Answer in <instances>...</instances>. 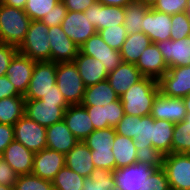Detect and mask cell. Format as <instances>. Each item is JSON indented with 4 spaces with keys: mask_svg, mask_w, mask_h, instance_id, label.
<instances>
[{
    "mask_svg": "<svg viewBox=\"0 0 190 190\" xmlns=\"http://www.w3.org/2000/svg\"><path fill=\"white\" fill-rule=\"evenodd\" d=\"M18 52V47L0 43V77L6 75L11 59Z\"/></svg>",
    "mask_w": 190,
    "mask_h": 190,
    "instance_id": "49",
    "label": "cell"
},
{
    "mask_svg": "<svg viewBox=\"0 0 190 190\" xmlns=\"http://www.w3.org/2000/svg\"><path fill=\"white\" fill-rule=\"evenodd\" d=\"M61 28L78 48H80L92 35L97 33L96 28L84 15V12L67 11Z\"/></svg>",
    "mask_w": 190,
    "mask_h": 190,
    "instance_id": "12",
    "label": "cell"
},
{
    "mask_svg": "<svg viewBox=\"0 0 190 190\" xmlns=\"http://www.w3.org/2000/svg\"><path fill=\"white\" fill-rule=\"evenodd\" d=\"M65 165L83 177H90L95 169L92 161L91 150L83 141H79L65 155Z\"/></svg>",
    "mask_w": 190,
    "mask_h": 190,
    "instance_id": "27",
    "label": "cell"
},
{
    "mask_svg": "<svg viewBox=\"0 0 190 190\" xmlns=\"http://www.w3.org/2000/svg\"><path fill=\"white\" fill-rule=\"evenodd\" d=\"M88 112L94 130L115 127L125 115L121 100L104 106H84Z\"/></svg>",
    "mask_w": 190,
    "mask_h": 190,
    "instance_id": "20",
    "label": "cell"
},
{
    "mask_svg": "<svg viewBox=\"0 0 190 190\" xmlns=\"http://www.w3.org/2000/svg\"><path fill=\"white\" fill-rule=\"evenodd\" d=\"M67 11L85 12L91 5L98 0H61Z\"/></svg>",
    "mask_w": 190,
    "mask_h": 190,
    "instance_id": "52",
    "label": "cell"
},
{
    "mask_svg": "<svg viewBox=\"0 0 190 190\" xmlns=\"http://www.w3.org/2000/svg\"><path fill=\"white\" fill-rule=\"evenodd\" d=\"M51 61L73 62L79 52L78 46L64 33L61 25L49 28Z\"/></svg>",
    "mask_w": 190,
    "mask_h": 190,
    "instance_id": "17",
    "label": "cell"
},
{
    "mask_svg": "<svg viewBox=\"0 0 190 190\" xmlns=\"http://www.w3.org/2000/svg\"><path fill=\"white\" fill-rule=\"evenodd\" d=\"M158 85L160 92L167 97H186L190 93V65L168 68Z\"/></svg>",
    "mask_w": 190,
    "mask_h": 190,
    "instance_id": "9",
    "label": "cell"
},
{
    "mask_svg": "<svg viewBox=\"0 0 190 190\" xmlns=\"http://www.w3.org/2000/svg\"><path fill=\"white\" fill-rule=\"evenodd\" d=\"M159 92L158 80L143 77L130 86L119 99L126 115L142 117L151 115L154 99Z\"/></svg>",
    "mask_w": 190,
    "mask_h": 190,
    "instance_id": "1",
    "label": "cell"
},
{
    "mask_svg": "<svg viewBox=\"0 0 190 190\" xmlns=\"http://www.w3.org/2000/svg\"><path fill=\"white\" fill-rule=\"evenodd\" d=\"M103 41L111 48L120 51L126 40L127 31L123 25L104 28L98 31Z\"/></svg>",
    "mask_w": 190,
    "mask_h": 190,
    "instance_id": "41",
    "label": "cell"
},
{
    "mask_svg": "<svg viewBox=\"0 0 190 190\" xmlns=\"http://www.w3.org/2000/svg\"><path fill=\"white\" fill-rule=\"evenodd\" d=\"M151 44L150 38L143 32L128 34L120 50L122 62L136 64L141 54Z\"/></svg>",
    "mask_w": 190,
    "mask_h": 190,
    "instance_id": "29",
    "label": "cell"
},
{
    "mask_svg": "<svg viewBox=\"0 0 190 190\" xmlns=\"http://www.w3.org/2000/svg\"><path fill=\"white\" fill-rule=\"evenodd\" d=\"M25 111L24 96H14L0 99V123L14 125Z\"/></svg>",
    "mask_w": 190,
    "mask_h": 190,
    "instance_id": "32",
    "label": "cell"
},
{
    "mask_svg": "<svg viewBox=\"0 0 190 190\" xmlns=\"http://www.w3.org/2000/svg\"><path fill=\"white\" fill-rule=\"evenodd\" d=\"M67 9L62 1H60L50 13L45 15L41 20L49 28L53 26L61 25L64 18L66 17Z\"/></svg>",
    "mask_w": 190,
    "mask_h": 190,
    "instance_id": "48",
    "label": "cell"
},
{
    "mask_svg": "<svg viewBox=\"0 0 190 190\" xmlns=\"http://www.w3.org/2000/svg\"><path fill=\"white\" fill-rule=\"evenodd\" d=\"M70 105L68 103H51L42 100H25V111L29 119L34 120L44 127H49L54 123L63 120L65 110Z\"/></svg>",
    "mask_w": 190,
    "mask_h": 190,
    "instance_id": "8",
    "label": "cell"
},
{
    "mask_svg": "<svg viewBox=\"0 0 190 190\" xmlns=\"http://www.w3.org/2000/svg\"><path fill=\"white\" fill-rule=\"evenodd\" d=\"M85 177L69 169L66 165L56 174L54 190H82Z\"/></svg>",
    "mask_w": 190,
    "mask_h": 190,
    "instance_id": "36",
    "label": "cell"
},
{
    "mask_svg": "<svg viewBox=\"0 0 190 190\" xmlns=\"http://www.w3.org/2000/svg\"><path fill=\"white\" fill-rule=\"evenodd\" d=\"M169 68L190 65V36L155 43Z\"/></svg>",
    "mask_w": 190,
    "mask_h": 190,
    "instance_id": "18",
    "label": "cell"
},
{
    "mask_svg": "<svg viewBox=\"0 0 190 190\" xmlns=\"http://www.w3.org/2000/svg\"><path fill=\"white\" fill-rule=\"evenodd\" d=\"M56 84L69 105L81 104L86 86L74 62H58Z\"/></svg>",
    "mask_w": 190,
    "mask_h": 190,
    "instance_id": "4",
    "label": "cell"
},
{
    "mask_svg": "<svg viewBox=\"0 0 190 190\" xmlns=\"http://www.w3.org/2000/svg\"><path fill=\"white\" fill-rule=\"evenodd\" d=\"M139 116L133 115H124L123 118L118 122L114 127L116 134L121 136H126L131 139L137 137V128H138V119Z\"/></svg>",
    "mask_w": 190,
    "mask_h": 190,
    "instance_id": "46",
    "label": "cell"
},
{
    "mask_svg": "<svg viewBox=\"0 0 190 190\" xmlns=\"http://www.w3.org/2000/svg\"><path fill=\"white\" fill-rule=\"evenodd\" d=\"M187 2L188 0H158L152 8L165 14L174 15L185 12Z\"/></svg>",
    "mask_w": 190,
    "mask_h": 190,
    "instance_id": "47",
    "label": "cell"
},
{
    "mask_svg": "<svg viewBox=\"0 0 190 190\" xmlns=\"http://www.w3.org/2000/svg\"><path fill=\"white\" fill-rule=\"evenodd\" d=\"M116 136L114 127L97 129L90 133L83 142L89 149H112V143Z\"/></svg>",
    "mask_w": 190,
    "mask_h": 190,
    "instance_id": "37",
    "label": "cell"
},
{
    "mask_svg": "<svg viewBox=\"0 0 190 190\" xmlns=\"http://www.w3.org/2000/svg\"><path fill=\"white\" fill-rule=\"evenodd\" d=\"M156 168L136 162L113 172L116 190H143L144 183Z\"/></svg>",
    "mask_w": 190,
    "mask_h": 190,
    "instance_id": "11",
    "label": "cell"
},
{
    "mask_svg": "<svg viewBox=\"0 0 190 190\" xmlns=\"http://www.w3.org/2000/svg\"><path fill=\"white\" fill-rule=\"evenodd\" d=\"M86 87L104 81L108 77L105 66L97 59L78 52L73 60Z\"/></svg>",
    "mask_w": 190,
    "mask_h": 190,
    "instance_id": "24",
    "label": "cell"
},
{
    "mask_svg": "<svg viewBox=\"0 0 190 190\" xmlns=\"http://www.w3.org/2000/svg\"><path fill=\"white\" fill-rule=\"evenodd\" d=\"M185 13L187 14L188 18L190 19V0H188L185 8Z\"/></svg>",
    "mask_w": 190,
    "mask_h": 190,
    "instance_id": "59",
    "label": "cell"
},
{
    "mask_svg": "<svg viewBox=\"0 0 190 190\" xmlns=\"http://www.w3.org/2000/svg\"><path fill=\"white\" fill-rule=\"evenodd\" d=\"M31 21L24 10L0 4V43L19 47Z\"/></svg>",
    "mask_w": 190,
    "mask_h": 190,
    "instance_id": "2",
    "label": "cell"
},
{
    "mask_svg": "<svg viewBox=\"0 0 190 190\" xmlns=\"http://www.w3.org/2000/svg\"><path fill=\"white\" fill-rule=\"evenodd\" d=\"M137 2H141L145 6L152 8L158 0H136Z\"/></svg>",
    "mask_w": 190,
    "mask_h": 190,
    "instance_id": "57",
    "label": "cell"
},
{
    "mask_svg": "<svg viewBox=\"0 0 190 190\" xmlns=\"http://www.w3.org/2000/svg\"><path fill=\"white\" fill-rule=\"evenodd\" d=\"M143 190H170L165 170L161 167L155 169L146 179Z\"/></svg>",
    "mask_w": 190,
    "mask_h": 190,
    "instance_id": "45",
    "label": "cell"
},
{
    "mask_svg": "<svg viewBox=\"0 0 190 190\" xmlns=\"http://www.w3.org/2000/svg\"><path fill=\"white\" fill-rule=\"evenodd\" d=\"M90 150L95 168L107 169L111 172L116 170V162L112 149Z\"/></svg>",
    "mask_w": 190,
    "mask_h": 190,
    "instance_id": "44",
    "label": "cell"
},
{
    "mask_svg": "<svg viewBox=\"0 0 190 190\" xmlns=\"http://www.w3.org/2000/svg\"><path fill=\"white\" fill-rule=\"evenodd\" d=\"M13 127L14 140L20 142L33 153L46 148V127L29 119L26 115H23Z\"/></svg>",
    "mask_w": 190,
    "mask_h": 190,
    "instance_id": "7",
    "label": "cell"
},
{
    "mask_svg": "<svg viewBox=\"0 0 190 190\" xmlns=\"http://www.w3.org/2000/svg\"><path fill=\"white\" fill-rule=\"evenodd\" d=\"M0 190H14V186L0 184Z\"/></svg>",
    "mask_w": 190,
    "mask_h": 190,
    "instance_id": "60",
    "label": "cell"
},
{
    "mask_svg": "<svg viewBox=\"0 0 190 190\" xmlns=\"http://www.w3.org/2000/svg\"><path fill=\"white\" fill-rule=\"evenodd\" d=\"M65 166V154L49 148L34 153L32 174L53 181L56 174Z\"/></svg>",
    "mask_w": 190,
    "mask_h": 190,
    "instance_id": "14",
    "label": "cell"
},
{
    "mask_svg": "<svg viewBox=\"0 0 190 190\" xmlns=\"http://www.w3.org/2000/svg\"><path fill=\"white\" fill-rule=\"evenodd\" d=\"M82 190H116L113 172L95 168L90 177H86Z\"/></svg>",
    "mask_w": 190,
    "mask_h": 190,
    "instance_id": "35",
    "label": "cell"
},
{
    "mask_svg": "<svg viewBox=\"0 0 190 190\" xmlns=\"http://www.w3.org/2000/svg\"><path fill=\"white\" fill-rule=\"evenodd\" d=\"M135 66L144 77L156 80L164 76L169 68L155 43L145 49Z\"/></svg>",
    "mask_w": 190,
    "mask_h": 190,
    "instance_id": "21",
    "label": "cell"
},
{
    "mask_svg": "<svg viewBox=\"0 0 190 190\" xmlns=\"http://www.w3.org/2000/svg\"><path fill=\"white\" fill-rule=\"evenodd\" d=\"M137 162L148 164L156 169L163 166L164 155L153 146H146L145 148H139L136 150Z\"/></svg>",
    "mask_w": 190,
    "mask_h": 190,
    "instance_id": "43",
    "label": "cell"
},
{
    "mask_svg": "<svg viewBox=\"0 0 190 190\" xmlns=\"http://www.w3.org/2000/svg\"><path fill=\"white\" fill-rule=\"evenodd\" d=\"M36 61L17 52L11 59L6 75L16 90L25 95L29 87Z\"/></svg>",
    "mask_w": 190,
    "mask_h": 190,
    "instance_id": "16",
    "label": "cell"
},
{
    "mask_svg": "<svg viewBox=\"0 0 190 190\" xmlns=\"http://www.w3.org/2000/svg\"><path fill=\"white\" fill-rule=\"evenodd\" d=\"M0 157H2L17 174H32L34 153L20 142L13 140Z\"/></svg>",
    "mask_w": 190,
    "mask_h": 190,
    "instance_id": "22",
    "label": "cell"
},
{
    "mask_svg": "<svg viewBox=\"0 0 190 190\" xmlns=\"http://www.w3.org/2000/svg\"><path fill=\"white\" fill-rule=\"evenodd\" d=\"M175 124L161 119H153V147L163 155L171 153Z\"/></svg>",
    "mask_w": 190,
    "mask_h": 190,
    "instance_id": "31",
    "label": "cell"
},
{
    "mask_svg": "<svg viewBox=\"0 0 190 190\" xmlns=\"http://www.w3.org/2000/svg\"><path fill=\"white\" fill-rule=\"evenodd\" d=\"M171 15L149 8L144 16L142 32L152 43L171 39Z\"/></svg>",
    "mask_w": 190,
    "mask_h": 190,
    "instance_id": "19",
    "label": "cell"
},
{
    "mask_svg": "<svg viewBox=\"0 0 190 190\" xmlns=\"http://www.w3.org/2000/svg\"><path fill=\"white\" fill-rule=\"evenodd\" d=\"M21 95L10 82L7 75L0 77V99Z\"/></svg>",
    "mask_w": 190,
    "mask_h": 190,
    "instance_id": "53",
    "label": "cell"
},
{
    "mask_svg": "<svg viewBox=\"0 0 190 190\" xmlns=\"http://www.w3.org/2000/svg\"><path fill=\"white\" fill-rule=\"evenodd\" d=\"M64 122L71 133L79 140L83 141L91 132L94 126L88 112L81 104L70 105L64 113Z\"/></svg>",
    "mask_w": 190,
    "mask_h": 190,
    "instance_id": "23",
    "label": "cell"
},
{
    "mask_svg": "<svg viewBox=\"0 0 190 190\" xmlns=\"http://www.w3.org/2000/svg\"><path fill=\"white\" fill-rule=\"evenodd\" d=\"M182 99L184 101L187 113H190V93L186 97H183Z\"/></svg>",
    "mask_w": 190,
    "mask_h": 190,
    "instance_id": "58",
    "label": "cell"
},
{
    "mask_svg": "<svg viewBox=\"0 0 190 190\" xmlns=\"http://www.w3.org/2000/svg\"><path fill=\"white\" fill-rule=\"evenodd\" d=\"M14 190H54L53 182L33 174L19 175Z\"/></svg>",
    "mask_w": 190,
    "mask_h": 190,
    "instance_id": "40",
    "label": "cell"
},
{
    "mask_svg": "<svg viewBox=\"0 0 190 190\" xmlns=\"http://www.w3.org/2000/svg\"><path fill=\"white\" fill-rule=\"evenodd\" d=\"M56 70V62H36L29 87L24 95L25 100H40L45 94L54 89Z\"/></svg>",
    "mask_w": 190,
    "mask_h": 190,
    "instance_id": "5",
    "label": "cell"
},
{
    "mask_svg": "<svg viewBox=\"0 0 190 190\" xmlns=\"http://www.w3.org/2000/svg\"><path fill=\"white\" fill-rule=\"evenodd\" d=\"M79 52L99 60L108 73L114 71L122 63L120 51L109 47L98 32L79 48Z\"/></svg>",
    "mask_w": 190,
    "mask_h": 190,
    "instance_id": "10",
    "label": "cell"
},
{
    "mask_svg": "<svg viewBox=\"0 0 190 190\" xmlns=\"http://www.w3.org/2000/svg\"><path fill=\"white\" fill-rule=\"evenodd\" d=\"M27 0H0V4L24 10Z\"/></svg>",
    "mask_w": 190,
    "mask_h": 190,
    "instance_id": "56",
    "label": "cell"
},
{
    "mask_svg": "<svg viewBox=\"0 0 190 190\" xmlns=\"http://www.w3.org/2000/svg\"><path fill=\"white\" fill-rule=\"evenodd\" d=\"M84 15L96 28L97 32L104 28L123 25L125 20L124 7L103 5L97 1L91 5Z\"/></svg>",
    "mask_w": 190,
    "mask_h": 190,
    "instance_id": "13",
    "label": "cell"
},
{
    "mask_svg": "<svg viewBox=\"0 0 190 190\" xmlns=\"http://www.w3.org/2000/svg\"><path fill=\"white\" fill-rule=\"evenodd\" d=\"M112 151L115 157L116 169L127 167L137 162L134 140L129 137L116 134L112 143Z\"/></svg>",
    "mask_w": 190,
    "mask_h": 190,
    "instance_id": "30",
    "label": "cell"
},
{
    "mask_svg": "<svg viewBox=\"0 0 190 190\" xmlns=\"http://www.w3.org/2000/svg\"><path fill=\"white\" fill-rule=\"evenodd\" d=\"M137 135L133 138L136 150L141 147L153 146V118L151 115L142 116L138 119Z\"/></svg>",
    "mask_w": 190,
    "mask_h": 190,
    "instance_id": "39",
    "label": "cell"
},
{
    "mask_svg": "<svg viewBox=\"0 0 190 190\" xmlns=\"http://www.w3.org/2000/svg\"><path fill=\"white\" fill-rule=\"evenodd\" d=\"M116 100H119V96L106 79L97 84L86 87L81 105L104 106Z\"/></svg>",
    "mask_w": 190,
    "mask_h": 190,
    "instance_id": "28",
    "label": "cell"
},
{
    "mask_svg": "<svg viewBox=\"0 0 190 190\" xmlns=\"http://www.w3.org/2000/svg\"><path fill=\"white\" fill-rule=\"evenodd\" d=\"M148 10L149 7L136 0L124 7L125 20L123 26L127 34L142 32L144 16Z\"/></svg>",
    "mask_w": 190,
    "mask_h": 190,
    "instance_id": "33",
    "label": "cell"
},
{
    "mask_svg": "<svg viewBox=\"0 0 190 190\" xmlns=\"http://www.w3.org/2000/svg\"><path fill=\"white\" fill-rule=\"evenodd\" d=\"M46 148L67 154L79 140L71 133L64 120L46 128Z\"/></svg>",
    "mask_w": 190,
    "mask_h": 190,
    "instance_id": "26",
    "label": "cell"
},
{
    "mask_svg": "<svg viewBox=\"0 0 190 190\" xmlns=\"http://www.w3.org/2000/svg\"><path fill=\"white\" fill-rule=\"evenodd\" d=\"M49 27L42 21H31L18 52L36 62L51 61Z\"/></svg>",
    "mask_w": 190,
    "mask_h": 190,
    "instance_id": "3",
    "label": "cell"
},
{
    "mask_svg": "<svg viewBox=\"0 0 190 190\" xmlns=\"http://www.w3.org/2000/svg\"><path fill=\"white\" fill-rule=\"evenodd\" d=\"M98 1L101 2L103 5L125 7L129 3H132L135 0H98Z\"/></svg>",
    "mask_w": 190,
    "mask_h": 190,
    "instance_id": "55",
    "label": "cell"
},
{
    "mask_svg": "<svg viewBox=\"0 0 190 190\" xmlns=\"http://www.w3.org/2000/svg\"><path fill=\"white\" fill-rule=\"evenodd\" d=\"M171 153L190 154V113L183 121L175 123Z\"/></svg>",
    "mask_w": 190,
    "mask_h": 190,
    "instance_id": "34",
    "label": "cell"
},
{
    "mask_svg": "<svg viewBox=\"0 0 190 190\" xmlns=\"http://www.w3.org/2000/svg\"><path fill=\"white\" fill-rule=\"evenodd\" d=\"M143 77L135 64L122 62L114 71L108 74L107 81L120 97L130 86L136 84Z\"/></svg>",
    "mask_w": 190,
    "mask_h": 190,
    "instance_id": "25",
    "label": "cell"
},
{
    "mask_svg": "<svg viewBox=\"0 0 190 190\" xmlns=\"http://www.w3.org/2000/svg\"><path fill=\"white\" fill-rule=\"evenodd\" d=\"M18 177L19 174H17L11 166L0 157V184L14 186Z\"/></svg>",
    "mask_w": 190,
    "mask_h": 190,
    "instance_id": "50",
    "label": "cell"
},
{
    "mask_svg": "<svg viewBox=\"0 0 190 190\" xmlns=\"http://www.w3.org/2000/svg\"><path fill=\"white\" fill-rule=\"evenodd\" d=\"M171 40H180L190 36V19L185 12L171 15Z\"/></svg>",
    "mask_w": 190,
    "mask_h": 190,
    "instance_id": "42",
    "label": "cell"
},
{
    "mask_svg": "<svg viewBox=\"0 0 190 190\" xmlns=\"http://www.w3.org/2000/svg\"><path fill=\"white\" fill-rule=\"evenodd\" d=\"M61 0H27L24 11L32 21H41Z\"/></svg>",
    "mask_w": 190,
    "mask_h": 190,
    "instance_id": "38",
    "label": "cell"
},
{
    "mask_svg": "<svg viewBox=\"0 0 190 190\" xmlns=\"http://www.w3.org/2000/svg\"><path fill=\"white\" fill-rule=\"evenodd\" d=\"M187 110L182 98L167 97L159 92L153 102L151 117L179 123L185 119Z\"/></svg>",
    "mask_w": 190,
    "mask_h": 190,
    "instance_id": "15",
    "label": "cell"
},
{
    "mask_svg": "<svg viewBox=\"0 0 190 190\" xmlns=\"http://www.w3.org/2000/svg\"><path fill=\"white\" fill-rule=\"evenodd\" d=\"M40 100L51 103H67L57 84L54 85V89L45 94Z\"/></svg>",
    "mask_w": 190,
    "mask_h": 190,
    "instance_id": "54",
    "label": "cell"
},
{
    "mask_svg": "<svg viewBox=\"0 0 190 190\" xmlns=\"http://www.w3.org/2000/svg\"><path fill=\"white\" fill-rule=\"evenodd\" d=\"M14 140L13 125L0 123V156L3 154L6 147Z\"/></svg>",
    "mask_w": 190,
    "mask_h": 190,
    "instance_id": "51",
    "label": "cell"
},
{
    "mask_svg": "<svg viewBox=\"0 0 190 190\" xmlns=\"http://www.w3.org/2000/svg\"><path fill=\"white\" fill-rule=\"evenodd\" d=\"M162 168L166 172L170 190H190V154H166Z\"/></svg>",
    "mask_w": 190,
    "mask_h": 190,
    "instance_id": "6",
    "label": "cell"
}]
</instances>
